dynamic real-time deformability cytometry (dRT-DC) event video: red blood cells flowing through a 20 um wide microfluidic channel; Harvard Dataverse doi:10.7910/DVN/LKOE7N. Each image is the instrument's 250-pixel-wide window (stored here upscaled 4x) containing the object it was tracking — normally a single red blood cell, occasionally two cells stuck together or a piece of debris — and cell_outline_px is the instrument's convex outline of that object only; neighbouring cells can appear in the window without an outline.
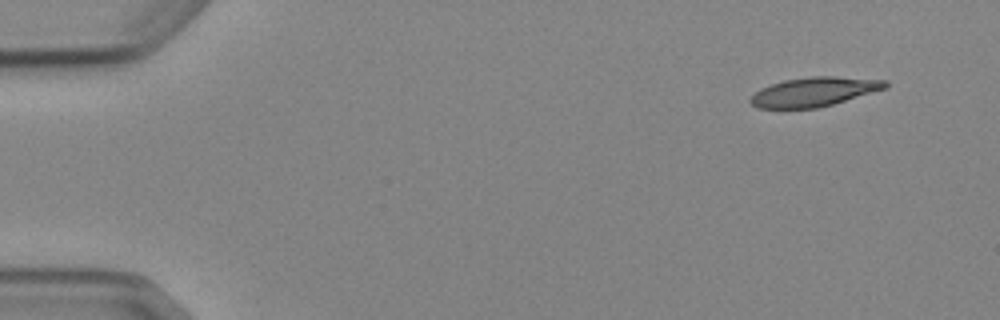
{"species": "Egyptian fruit bat (a non-hibernating species)", "species_latin": "Rousettus aegyptiacus", "temperature_condition": "cold", "stored_images_in_passage": 4, "camera_frame_rate_fps": 3000, "um_per_image_px": 0.085, "animal": {"sex": "female"}, "frame": {"image": 1, "passage_image": 1, "time_ms": 0.0, "image_size_px": [1000, 320], "cell_outline_px": [[888, 88], [832, 104], [816, 108], [756, 108], [748, 100], [760, 88], [784, 80], [812, 76], [836, 76], [888, 80]], "centroid_in_image_um": [69.22, 7.79], "position_along_channel_um": 15.8, "area_um2": 22.95}}
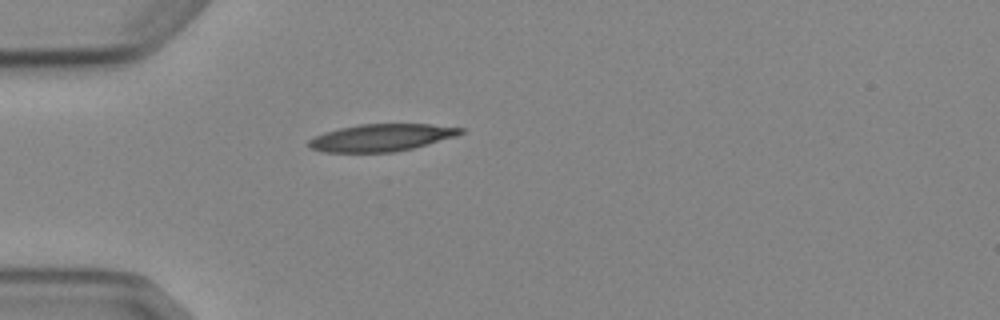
{"frame": {"image": 2, "passage_image": 4, "time_ms": 3.667, "image_size_px": [1000, 320], "cell_outline_px": [[464, 132], [456, 136], [412, 148], [392, 152], [324, 152], [312, 148], [308, 144], [308, 140], [324, 132], [340, 128], [360, 124], [428, 124], [464, 128]], "centroid_in_image_um": [32.42, 11.69], "position_along_channel_um": 52.6, "area_um2": 23.81}}